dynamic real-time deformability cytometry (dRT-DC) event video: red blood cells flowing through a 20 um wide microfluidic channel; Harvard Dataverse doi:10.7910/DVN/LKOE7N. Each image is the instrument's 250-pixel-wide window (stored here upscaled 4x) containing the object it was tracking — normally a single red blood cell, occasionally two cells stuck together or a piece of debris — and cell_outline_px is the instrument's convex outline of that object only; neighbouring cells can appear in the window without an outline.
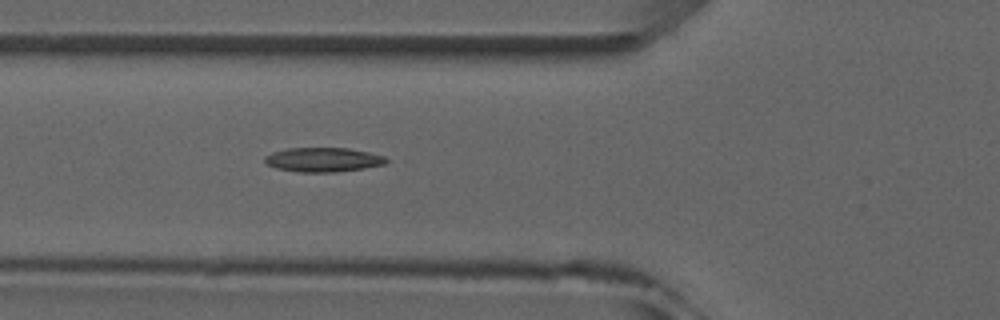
{"species": "common noctule bat (a hibernating species)", "species_latin": "Nyctalus noctula", "temperature_condition": "room temperature", "stored_images_in_passage": 6, "camera_frame_rate_fps": 3000, "um_per_image_px": 0.085, "animal": {"sex": "male", "forearm_length_mm": 52.5}, "frame": {"image": 1, "passage_image": 6, "time_ms": 5.667, "image_size_px": [1000, 320], "cell_outline_px": [[388, 160], [384, 164], [364, 168], [336, 172], [296, 172], [276, 168], [268, 164], [264, 160], [264, 156], [272, 152], [288, 148], [348, 148], [368, 152], [384, 156]], "centroid_in_image_um": [27.44, 13.57], "position_along_channel_um": 98.4, "area_um2": 17.17}}